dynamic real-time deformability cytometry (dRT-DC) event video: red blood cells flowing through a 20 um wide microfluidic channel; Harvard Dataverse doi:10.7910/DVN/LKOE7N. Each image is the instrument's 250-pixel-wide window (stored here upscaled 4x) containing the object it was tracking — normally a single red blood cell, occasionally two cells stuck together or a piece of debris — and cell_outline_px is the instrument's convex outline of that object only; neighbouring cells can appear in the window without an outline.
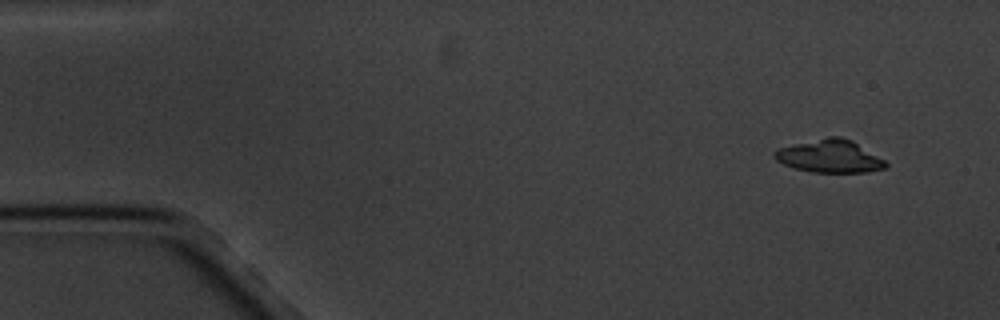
{"species": "common noctule bat (a hibernating species)", "species_latin": "Nyctalus noctula", "temperature_condition": "cold", "stored_images_in_passage": 5, "camera_frame_rate_fps": 3000, "um_per_image_px": 0.085, "animal": {"sex": "male", "body_mass_g": 20.1, "forearm_length_mm": 53.5}, "frame": {"image": 1, "passage_image": 1, "time_ms": 0.0, "image_size_px": [1000, 320], "cell_outline_px": [[888, 164], [884, 168], [868, 172], [812, 172], [792, 168], [776, 160], [772, 156], [772, 152], [780, 148], [828, 136], [840, 136], [852, 140], [884, 160]], "centroid_in_image_um": [70.5, 13.28], "position_along_channel_um": 14.5, "area_um2": 21.1}}